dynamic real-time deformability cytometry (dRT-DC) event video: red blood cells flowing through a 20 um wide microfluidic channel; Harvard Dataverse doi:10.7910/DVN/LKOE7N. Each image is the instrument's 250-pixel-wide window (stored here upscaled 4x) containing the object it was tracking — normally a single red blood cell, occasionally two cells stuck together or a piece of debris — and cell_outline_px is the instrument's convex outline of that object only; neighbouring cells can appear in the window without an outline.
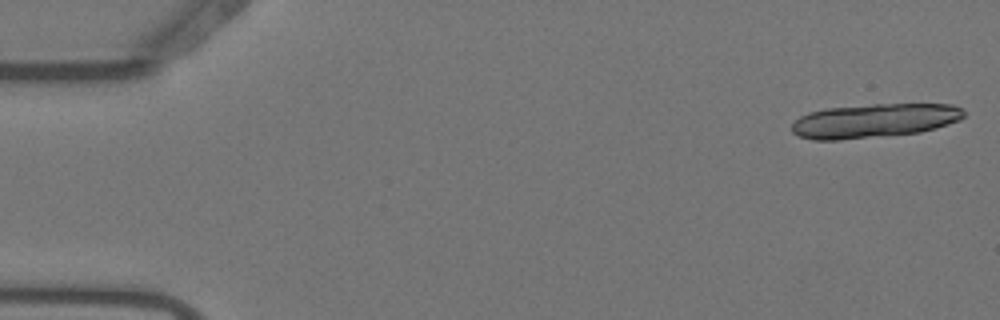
{"species": "Egyptian fruit bat (a non-hibernating species)", "species_latin": "Rousettus aegyptiacus", "temperature_condition": "warm", "stored_images_in_passage": 18, "camera_frame_rate_fps": 3000, "um_per_image_px": 0.085, "animal": {"sex": "female"}, "frame": {"image": 1, "passage_image": 1, "time_ms": 0.0, "image_size_px": [1000, 320], "cell_outline_px": [[964, 116], [960, 120], [936, 128], [920, 132], [840, 140], [812, 140], [800, 136], [792, 132], [792, 124], [800, 116], [808, 112], [828, 108], [872, 104], [952, 104], [960, 108], [964, 112]], "centroid_in_image_um": [74.3, 10.26], "position_along_channel_um": 10.7, "area_um2": 34.04}}